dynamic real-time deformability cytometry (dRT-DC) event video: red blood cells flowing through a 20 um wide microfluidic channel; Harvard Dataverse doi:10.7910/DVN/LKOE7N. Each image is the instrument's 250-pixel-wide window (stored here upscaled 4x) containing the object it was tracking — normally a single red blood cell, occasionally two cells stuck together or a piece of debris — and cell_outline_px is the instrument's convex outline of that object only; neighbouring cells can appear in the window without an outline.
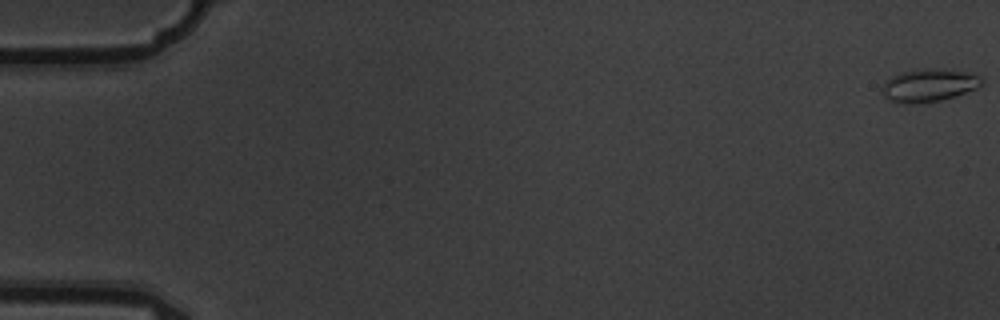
{"species": "common noctule bat (a hibernating species)", "species_latin": "Nyctalus noctula", "temperature_condition": "warm", "stored_images_in_passage": 4, "camera_frame_rate_fps": 3000, "um_per_image_px": 0.085, "animal": {"sex": "male", "body_mass_g": 19.5, "forearm_length_mm": 54.6}, "frame": {"image": 1, "passage_image": 1, "time_ms": 0.0, "image_size_px": [1000, 320], "cell_outline_px": [[984, 84], [976, 88], [940, 100], [912, 104], [904, 104], [888, 100], [884, 96], [880, 88], [884, 80], [900, 72], [920, 68], [940, 68], [964, 72], [984, 76]], "centroid_in_image_um": [78.92, 7.23], "position_along_channel_um": 6.1, "area_um2": 19.36}}